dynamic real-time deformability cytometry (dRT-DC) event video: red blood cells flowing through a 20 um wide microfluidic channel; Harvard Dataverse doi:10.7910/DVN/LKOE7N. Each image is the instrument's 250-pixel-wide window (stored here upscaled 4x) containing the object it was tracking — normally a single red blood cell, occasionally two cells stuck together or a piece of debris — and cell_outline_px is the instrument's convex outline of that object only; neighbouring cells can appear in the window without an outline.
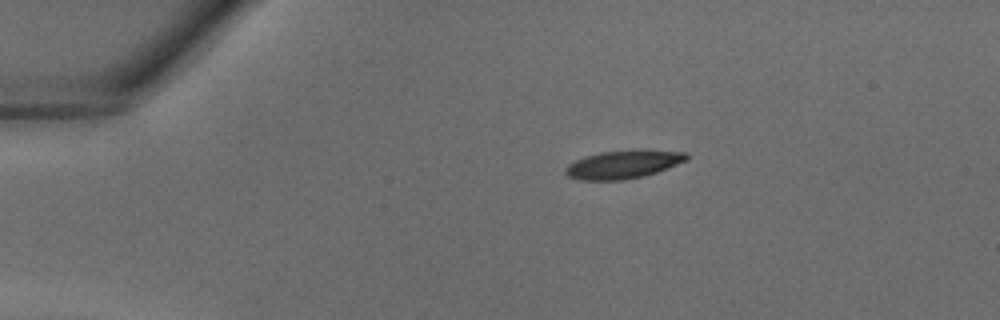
{"species": "common noctule bat (a hibernating species)", "species_latin": "Nyctalus noctula", "temperature_condition": "warm", "stored_images_in_passage": 32, "camera_frame_rate_fps": 3000, "um_per_image_px": 0.085, "animal": {"sex": "male", "body_mass_g": 18.8}, "frame": {"image": 1, "passage_image": 1, "time_ms": 0.0, "image_size_px": [1000, 320], "cell_outline_px": [[688, 160], [668, 168], [644, 176], [624, 180], [580, 180], [568, 176], [564, 172], [564, 168], [568, 164], [584, 156], [600, 152], [688, 152]], "centroid_in_image_um": [52.9, 14.02], "position_along_channel_um": 32.1, "area_um2": 19.19}}
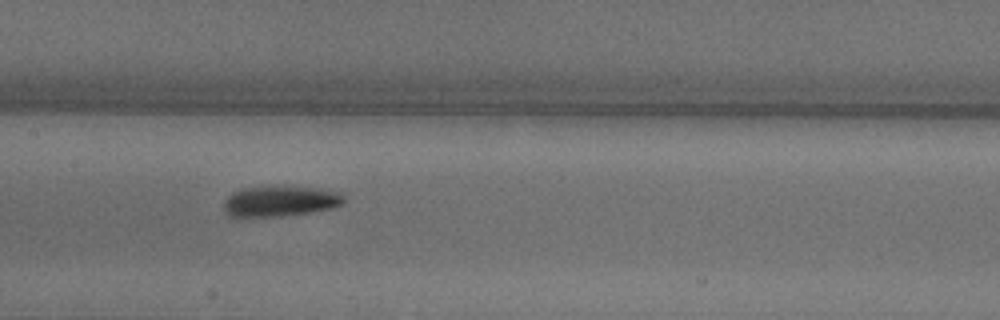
{"frame": {"image": 2, "passage_image": 13, "time_ms": 4.0, "image_size_px": [1000, 320], "cell_outline_px": [[344, 204], [332, 208], [308, 212], [280, 216], [232, 216], [224, 212], [224, 200], [232, 192], [244, 188], [272, 184], [316, 188], [340, 192], [344, 196]], "centroid_in_image_um": [23.81, 17.06], "position_along_channel_um": 183.6, "area_um2": 21.73}}
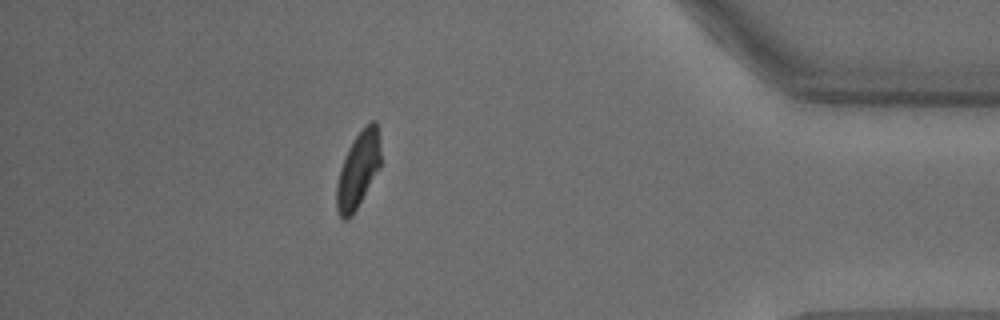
{"frame": {"image": 3, "passage_image": 28, "time_ms": 9.0, "image_size_px": [1000, 320], "cell_outline_px": [[380, 168], [352, 216], [348, 220], [344, 220], [340, 216], [336, 208], [336, 184], [340, 168], [348, 148], [356, 136], [372, 120], [376, 120], [380, 148]], "centroid_in_image_um": [30.42, 14.49], "position_along_channel_um": 404.8, "area_um2": 19.36}}